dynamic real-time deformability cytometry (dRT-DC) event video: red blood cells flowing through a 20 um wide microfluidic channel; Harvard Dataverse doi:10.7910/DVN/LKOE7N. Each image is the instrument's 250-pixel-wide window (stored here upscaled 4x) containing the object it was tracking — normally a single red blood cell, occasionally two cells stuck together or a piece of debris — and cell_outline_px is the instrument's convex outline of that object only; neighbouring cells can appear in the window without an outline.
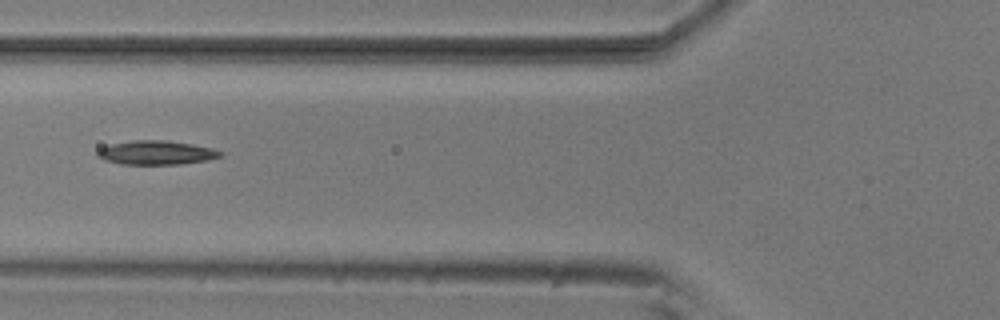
{"species": "common noctule bat (a hibernating species)", "species_latin": "Nyctalus noctula", "temperature_condition": "room temperature", "stored_images_in_passage": 9, "camera_frame_rate_fps": 3000, "um_per_image_px": 0.085, "animal": {"sex": "male", "body_mass_g": 20.5, "forearm_length_mm": 52.5}, "frame": {"image": 1, "passage_image": 6, "time_ms": 1.667, "image_size_px": [1000, 320], "cell_outline_px": [[224, 152], [220, 156], [204, 160], [180, 164], [120, 164], [104, 160], [96, 156], [96, 152], [100, 148], [112, 144], [132, 140], [168, 140], [192, 144], [212, 148]], "centroid_in_image_um": [13.24, 12.97], "position_along_channel_um": 112.6, "area_um2": 17.11}}
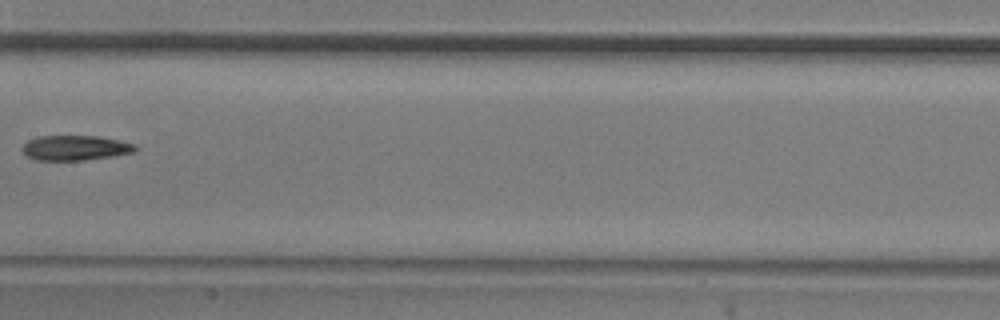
{"frame": {"image": 2, "passage_image": 8, "time_ms": 2.333, "image_size_px": [1000, 320], "cell_outline_px": [[136, 152], [112, 156], [84, 160], [36, 160], [28, 156], [20, 148], [28, 140], [40, 136], [96, 136], [120, 140], [136, 144]], "centroid_in_image_um": [6.41, 12.56], "position_along_channel_um": 201.0, "area_um2": 16.42}}
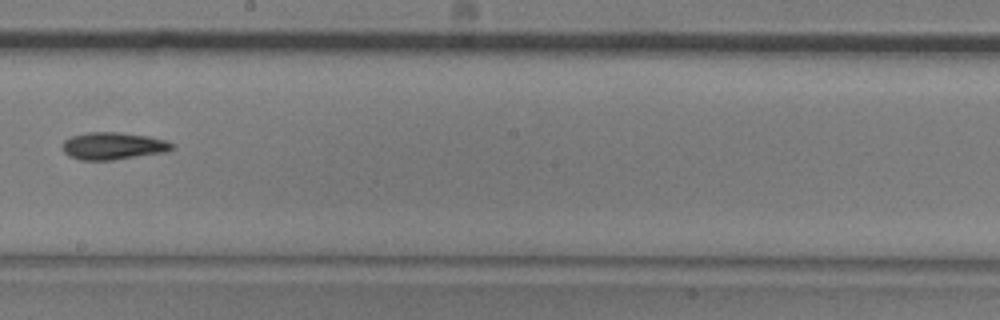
{"frame": {"image": 3, "passage_image": 9, "time_ms": 2.667, "image_size_px": [1000, 320], "cell_outline_px": [[176, 148], [168, 152], [112, 160], [80, 160], [68, 156], [64, 152], [64, 140], [72, 136], [88, 132], [116, 132], [148, 136], [168, 140], [176, 144]], "centroid_in_image_um": [9.7, 12.41], "position_along_channel_um": 238.5, "area_um2": 17.63}}